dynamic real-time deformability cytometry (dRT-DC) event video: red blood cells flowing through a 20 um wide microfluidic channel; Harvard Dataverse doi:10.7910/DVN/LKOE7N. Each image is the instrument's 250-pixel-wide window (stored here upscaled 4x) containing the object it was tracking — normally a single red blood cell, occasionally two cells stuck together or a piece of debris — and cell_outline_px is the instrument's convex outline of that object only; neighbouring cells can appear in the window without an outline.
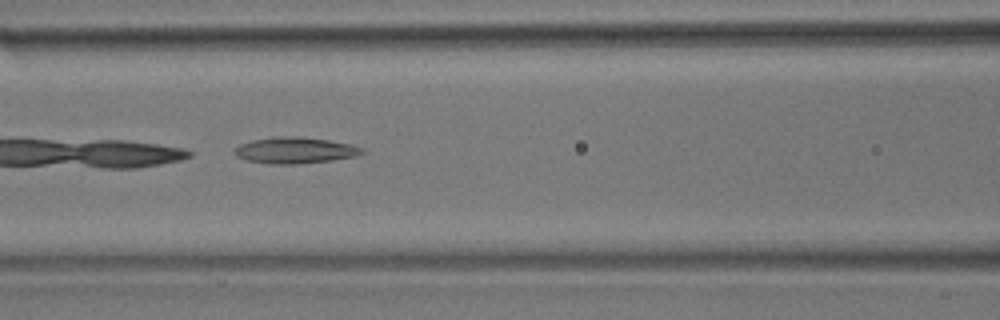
{"species": "common noctule bat (a hibernating species)", "species_latin": "Nyctalus noctula", "temperature_condition": "room temperature", "stored_images_in_passage": 13, "camera_frame_rate_fps": 3000, "um_per_image_px": 0.085, "animal": {"sex": "male", "body_mass_g": 17.9}, "frame": {"image": 1, "passage_image": 6, "time_ms": 1.667, "image_size_px": [1000, 320], "cell_outline_px": [[364, 152], [356, 156], [332, 160], [296, 164], [268, 164], [244, 160], [236, 156], [236, 148], [240, 144], [252, 140], [280, 136], [296, 136], [328, 140], [352, 144], [364, 148]], "centroid_in_image_um": [25.09, 12.78], "position_along_channel_um": 141.5, "area_um2": 19.48}}
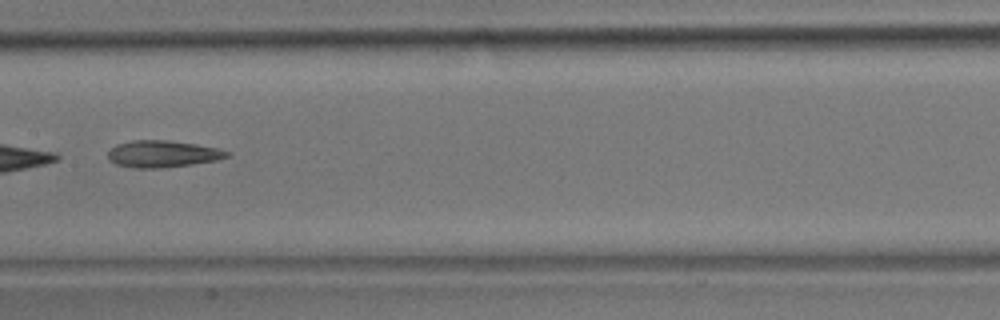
{"frame": {"image": 2, "passage_image": 10, "time_ms": 3.0, "image_size_px": [1000, 320], "cell_outline_px": [[232, 156], [216, 160], [192, 164], [164, 168], [132, 168], [116, 164], [108, 160], [108, 152], [116, 144], [132, 140], [168, 140], [196, 144], [216, 148], [232, 152]], "centroid_in_image_um": [13.83, 13.08], "position_along_channel_um": 193.6, "area_um2": 18.79}}